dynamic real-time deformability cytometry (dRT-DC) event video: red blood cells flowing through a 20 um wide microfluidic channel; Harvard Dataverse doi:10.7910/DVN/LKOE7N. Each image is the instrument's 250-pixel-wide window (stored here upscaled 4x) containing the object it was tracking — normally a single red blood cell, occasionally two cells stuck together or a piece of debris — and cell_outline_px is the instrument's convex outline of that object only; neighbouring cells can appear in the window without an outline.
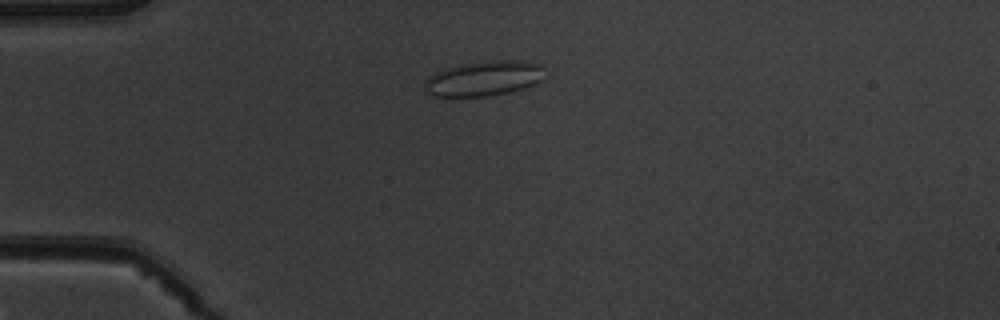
{"species": "common noctule bat (a hibernating species)", "species_latin": "Nyctalus noctula", "temperature_condition": "warm", "stored_images_in_passage": 2, "camera_frame_rate_fps": 3000, "um_per_image_px": 0.085, "animal": {"sex": "male", "body_mass_g": 19.5, "forearm_length_mm": 54.6}, "frame": {"image": 1, "passage_image": 1, "time_ms": 0.0, "image_size_px": [1000, 320], "cell_outline_px": [[544, 80], [536, 84], [524, 88], [508, 92], [488, 96], [432, 96], [424, 92], [424, 80], [428, 76], [436, 72], [460, 64], [488, 60], [520, 60], [544, 64]], "centroid_in_image_um": [41.16, 6.66], "position_along_channel_um": 43.8, "area_um2": 24.97}}